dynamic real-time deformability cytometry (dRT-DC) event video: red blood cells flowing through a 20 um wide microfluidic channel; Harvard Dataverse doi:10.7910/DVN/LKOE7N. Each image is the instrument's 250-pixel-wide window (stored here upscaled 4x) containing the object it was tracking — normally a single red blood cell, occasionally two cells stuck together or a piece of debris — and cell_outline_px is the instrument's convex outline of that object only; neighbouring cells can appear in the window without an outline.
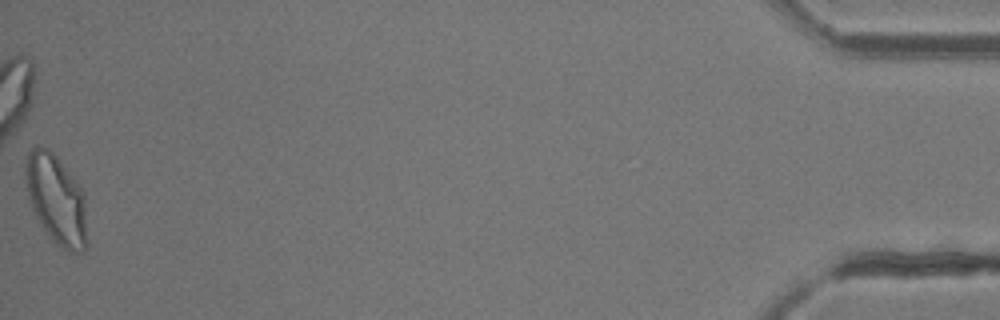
{"species": "common noctule bat (a hibernating species)", "species_latin": "Nyctalus noctula", "temperature_condition": "room temperature", "stored_images_in_passage": 28, "camera_frame_rate_fps": 3000, "um_per_image_px": 0.085, "animal": {"sex": "female"}, "frame": {"image": 1, "passage_image": 28, "time_ms": 9.0, "image_size_px": [1000, 320], "cell_outline_px": [[88, 244], [84, 252], [68, 252], [60, 248], [48, 236], [40, 224], [28, 204], [24, 180], [24, 164], [28, 152], [36, 144], [48, 148], [56, 156], [76, 180], [84, 192]], "centroid_in_image_um": [4.76, 16.97], "position_along_channel_um": 430.4, "area_um2": 33.23}}